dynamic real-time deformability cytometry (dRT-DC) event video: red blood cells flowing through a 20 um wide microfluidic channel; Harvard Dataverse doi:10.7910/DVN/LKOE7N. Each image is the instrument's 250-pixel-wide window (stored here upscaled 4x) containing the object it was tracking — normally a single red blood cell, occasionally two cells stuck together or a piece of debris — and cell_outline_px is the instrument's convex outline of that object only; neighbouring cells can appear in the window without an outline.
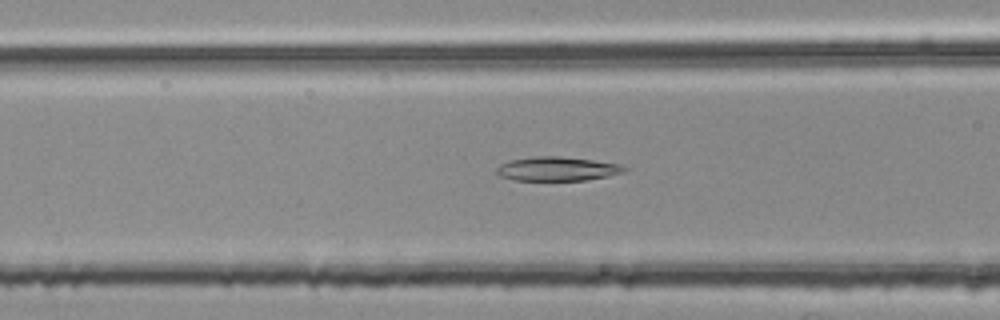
{"species": "common noctule bat (a hibernating species)", "species_latin": "Nyctalus noctula", "temperature_condition": "room temperature", "stored_images_in_passage": 53, "camera_frame_rate_fps": 3000, "um_per_image_px": 0.085, "animal": {"sex": "female", "body_mass_g": 25.1}, "frame": {"image": 1, "passage_image": 21, "time_ms": 6.667, "image_size_px": [1000, 320], "cell_outline_px": [[628, 168], [624, 172], [608, 176], [584, 180], [512, 180], [500, 176], [496, 172], [496, 168], [500, 164], [508, 160], [536, 156], [560, 156], [592, 160], [620, 164]], "centroid_in_image_um": [47.33, 14.35], "position_along_channel_um": 119.3, "area_um2": 17.92}}
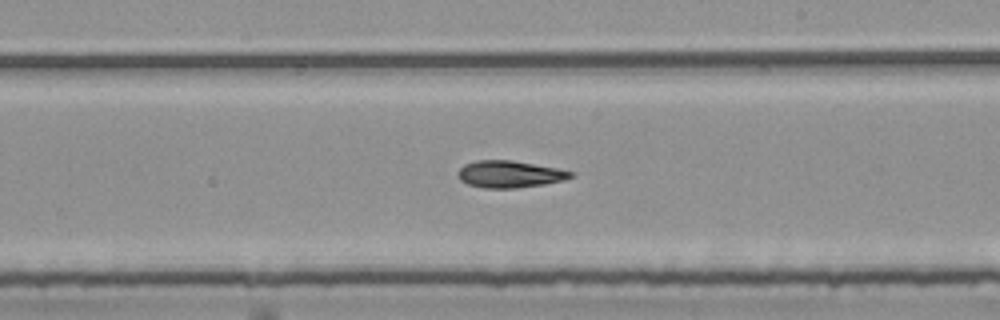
{"frame": {"image": 2, "passage_image": 31, "time_ms": 10.0, "image_size_px": [1000, 320], "cell_outline_px": [[576, 176], [564, 180], [544, 184], [516, 188], [484, 188], [468, 184], [460, 180], [456, 176], [456, 172], [464, 164], [476, 160], [512, 160], [556, 168], [572, 172]], "centroid_in_image_um": [43.28, 14.8], "position_along_channel_um": 245.7, "area_um2": 17.8}}
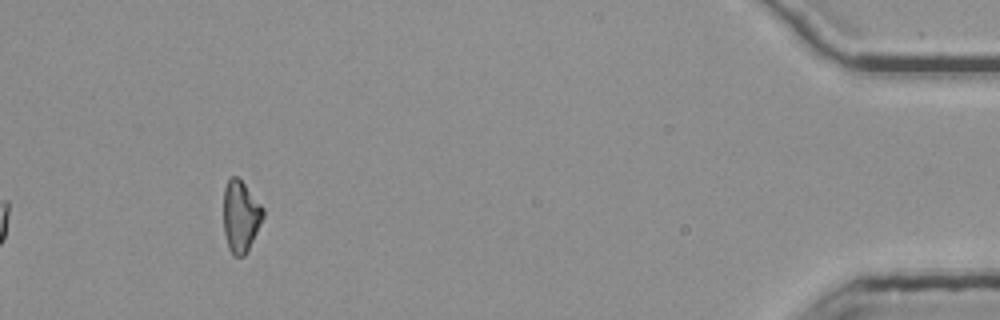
{"frame": {"image": 3, "passage_image": 50, "time_ms": 16.333, "image_size_px": [1000, 320], "cell_outline_px": [[264, 216], [248, 252], [244, 256], [232, 256], [228, 248], [224, 232], [224, 188], [228, 180], [232, 176], [236, 176], [244, 184], [264, 208]], "centroid_in_image_um": [20.46, 18.43], "position_along_channel_um": 414.7, "area_um2": 16.53}}